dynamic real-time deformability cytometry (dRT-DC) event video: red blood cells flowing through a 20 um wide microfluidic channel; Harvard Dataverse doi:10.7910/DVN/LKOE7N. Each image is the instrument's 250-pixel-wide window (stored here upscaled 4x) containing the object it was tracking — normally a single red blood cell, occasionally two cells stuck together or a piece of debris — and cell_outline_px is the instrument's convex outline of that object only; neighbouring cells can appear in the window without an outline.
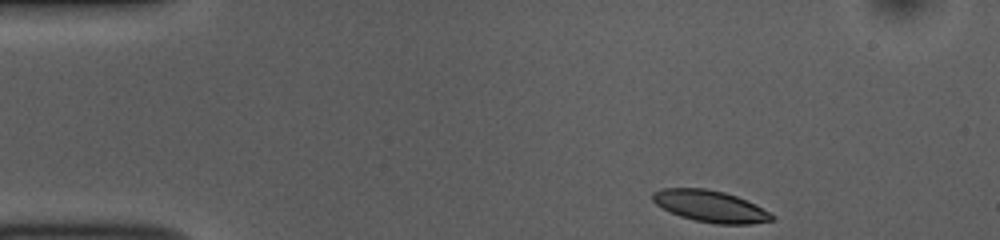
{"species": "common noctule bat (a hibernating species)", "species_latin": "Nyctalus noctula", "temperature_condition": "room temperature", "stored_images_in_passage": 46, "camera_frame_rate_fps": 3000, "um_per_image_px": 0.085, "animal": {"sex": "female", "body_mass_g": 10.0, "forearm_length_mm": 53.1}, "frame": {"image": 1, "passage_image": 1, "time_ms": 0.0, "image_size_px": [1000, 240], "cell_outline_px": [[776, 216], [772, 220], [752, 224], [716, 224], [696, 220], [680, 216], [656, 204], [652, 200], [652, 192], [664, 188], [704, 188], [724, 192], [736, 196]], "centroid_in_image_um": [60.35, 17.53], "position_along_channel_um": 24.7, "area_um2": 21.56}}
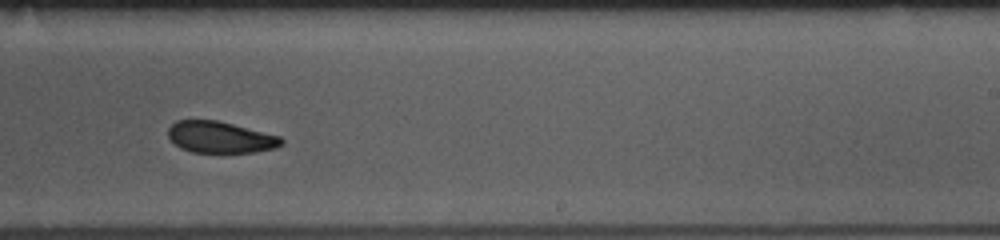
{"frame": {"image": 2, "passage_image": 26, "time_ms": 8.333, "image_size_px": [1000, 240], "cell_outline_px": [[284, 144], [276, 148], [256, 152], [192, 152], [180, 148], [168, 136], [168, 128], [176, 120], [216, 120], [280, 136], [284, 140]], "centroid_in_image_um": [18.74, 11.67], "position_along_channel_um": 270.3, "area_um2": 20.69}}
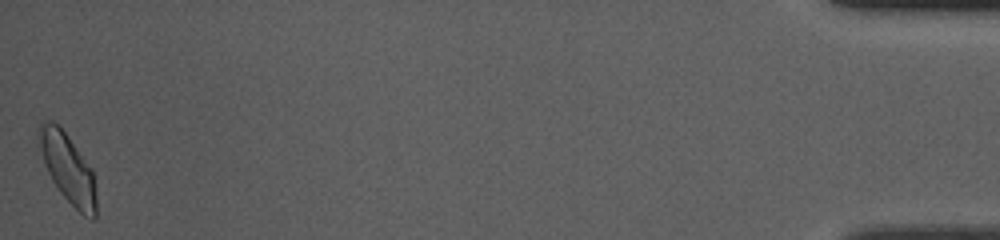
{"frame": {"image": 3, "passage_image": 46, "time_ms": 15.0, "image_size_px": [1000, 240], "cell_outline_px": [[96, 220], [92, 220], [84, 216], [60, 192], [52, 180], [48, 172], [36, 136], [36, 132], [40, 120], [48, 120], [56, 124], [68, 136], [92, 168], [96, 196]], "centroid_in_image_um": [5.76, 14.29], "position_along_channel_um": 429.4, "area_um2": 23.0}, "authors_computed_cell_mechanics": {"area_um2": 22.1663, "velocity_mm_per_s": 3.7776, "shape_relaxation_time_tau1_ms": 4.3632, "shape_relaxation_time_tau2_ms": 3.1104, "deformation_change_tau1": 0.1, "deformation_change_tau2": 0.092}}